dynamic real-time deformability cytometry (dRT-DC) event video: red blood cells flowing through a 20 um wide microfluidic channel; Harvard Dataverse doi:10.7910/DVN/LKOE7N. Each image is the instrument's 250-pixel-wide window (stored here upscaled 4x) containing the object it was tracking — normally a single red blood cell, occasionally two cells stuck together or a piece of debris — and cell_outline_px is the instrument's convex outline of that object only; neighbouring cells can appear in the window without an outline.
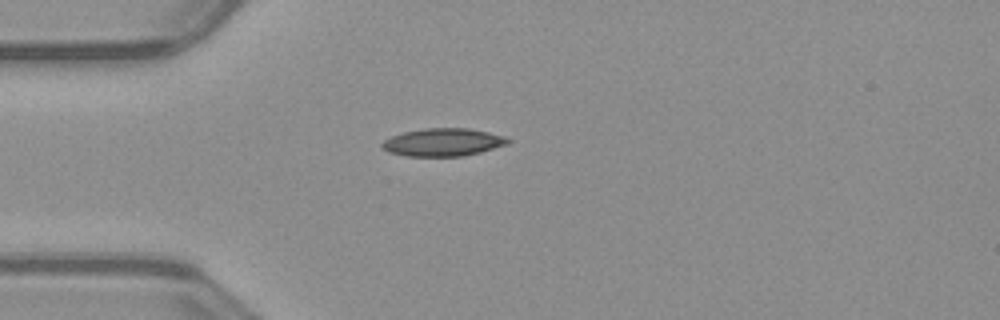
{"species": "common noctule bat (a hibernating species)", "species_latin": "Nyctalus noctula", "temperature_condition": "warm", "stored_images_in_passage": 38, "camera_frame_rate_fps": 3000, "um_per_image_px": 0.085, "animal": {"sex": "male", "body_mass_g": 23.1, "forearm_length_mm": 52.7}, "frame": {"image": 1, "passage_image": 1, "time_ms": 0.0, "image_size_px": [1000, 320], "cell_outline_px": [[512, 140], [508, 144], [480, 152], [464, 156], [408, 156], [388, 152], [380, 144], [384, 140], [392, 136], [404, 132], [424, 128], [468, 128], [488, 132], [504, 136]], "centroid_in_image_um": [37.67, 12.09], "position_along_channel_um": 47.3, "area_um2": 20.35}}
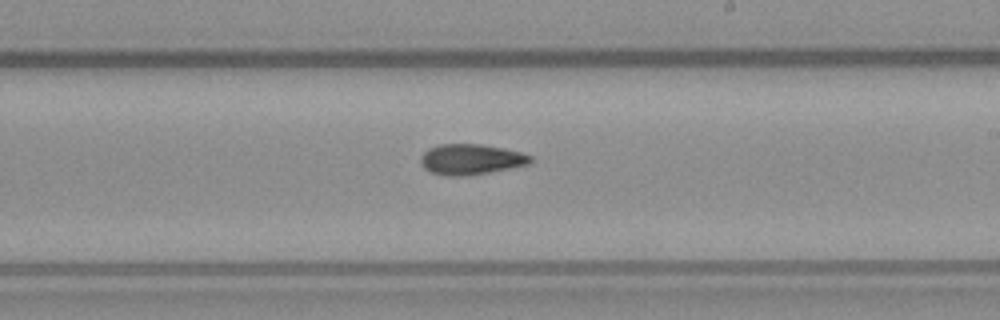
{"frame": {"image": 2, "passage_image": 17, "time_ms": 5.333, "image_size_px": [1000, 320], "cell_outline_px": [[532, 160], [528, 164], [488, 172], [460, 176], [452, 176], [432, 172], [424, 168], [420, 164], [420, 156], [428, 148], [440, 144], [480, 144], [504, 148], [520, 152], [532, 156]], "centroid_in_image_um": [39.99, 13.53], "position_along_channel_um": 249.0, "area_um2": 19.31}}
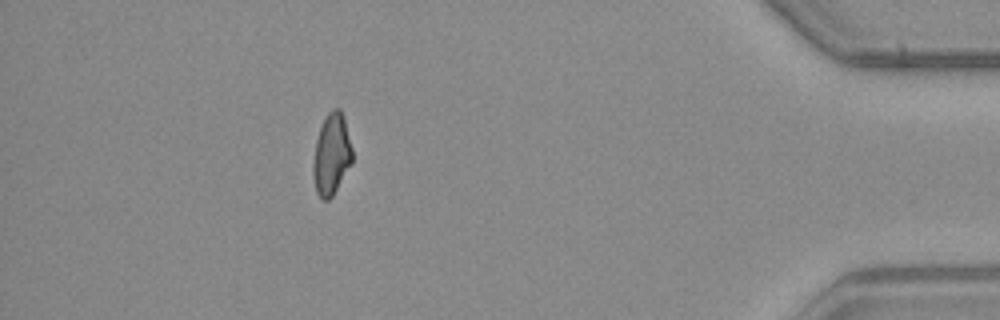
{"frame": {"image": 3, "passage_image": 33, "time_ms": 10.667, "image_size_px": [1000, 320], "cell_outline_px": [[352, 164], [332, 196], [328, 200], [320, 200], [316, 192], [312, 176], [312, 168], [316, 140], [320, 128], [328, 112], [332, 108], [340, 108], [344, 116], [352, 148]], "centroid_in_image_um": [28.18, 13.14], "position_along_channel_um": 407.0, "area_um2": 18.73}, "authors_computed_cell_mechanics": {"area_um2": 19.2763, "velocity_mm_per_s": 4.0157, "shape_relaxation_time_tau1_ms": null, "shape_relaxation_time_tau2_ms": 4.4017, "deformation_change_tau1": null, "deformation_change_tau2": 0.1156}}